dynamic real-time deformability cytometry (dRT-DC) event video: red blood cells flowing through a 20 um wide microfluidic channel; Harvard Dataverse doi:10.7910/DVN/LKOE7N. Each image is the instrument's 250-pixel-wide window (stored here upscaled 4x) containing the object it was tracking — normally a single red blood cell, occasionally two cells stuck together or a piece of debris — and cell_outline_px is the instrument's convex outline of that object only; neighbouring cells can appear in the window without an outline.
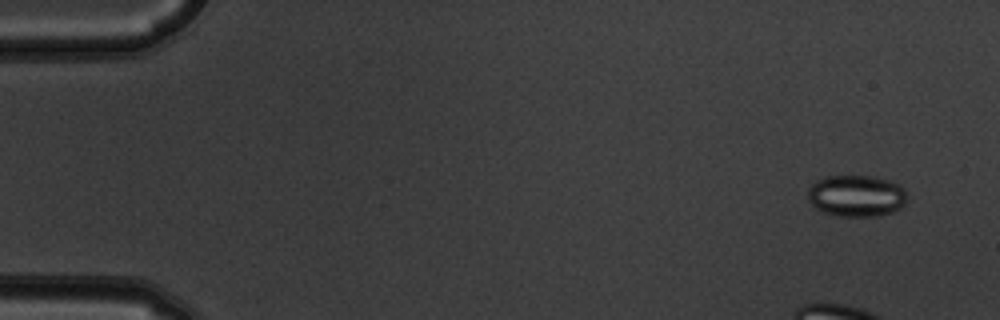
{"species": "common noctule bat (a hibernating species)", "species_latin": "Nyctalus noctula", "temperature_condition": "warm", "stored_images_in_passage": 5, "camera_frame_rate_fps": 3000, "um_per_image_px": 0.085, "animal": {"sex": "male", "body_mass_g": 19.5, "forearm_length_mm": 54.6}, "frame": {"image": 1, "passage_image": 2, "time_ms": 0.333, "image_size_px": [1000, 320], "cell_outline_px": [[904, 204], [900, 208], [892, 212], [876, 216], [836, 216], [824, 212], [816, 208], [808, 200], [808, 188], [816, 180], [824, 176], [872, 176], [888, 180], [900, 184], [904, 188]], "centroid_in_image_um": [72.76, 16.64], "position_along_channel_um": 12.2, "area_um2": 24.04}}